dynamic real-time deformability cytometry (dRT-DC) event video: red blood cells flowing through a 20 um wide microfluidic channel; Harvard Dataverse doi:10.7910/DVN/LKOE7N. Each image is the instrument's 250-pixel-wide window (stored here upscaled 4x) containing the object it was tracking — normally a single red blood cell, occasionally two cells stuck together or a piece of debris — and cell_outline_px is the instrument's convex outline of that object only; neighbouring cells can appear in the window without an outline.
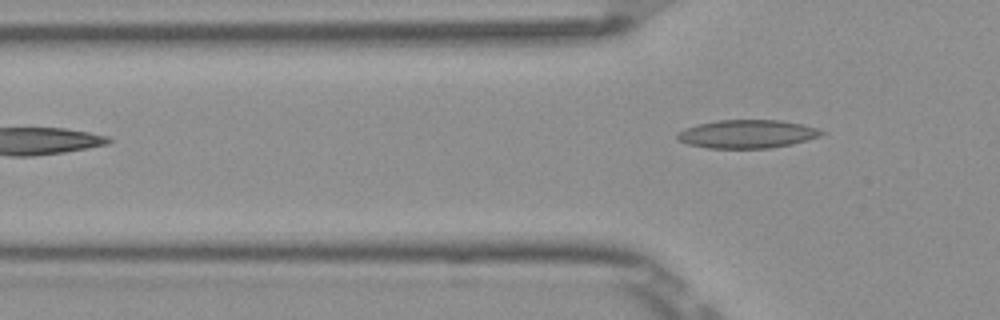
{"species": "Egyptian fruit bat (a non-hibernating species)", "species_latin": "Rousettus aegyptiacus", "temperature_condition": "room temperature", "stored_images_in_passage": 3, "camera_frame_rate_fps": 3000, "um_per_image_px": 0.085, "frame": {"image": 1, "passage_image": 3, "time_ms": 0.667, "image_size_px": [1000, 320], "cell_outline_px": [[824, 132], [820, 136], [792, 144], [768, 148], [708, 148], [688, 144], [680, 140], [676, 136], [676, 132], [684, 128], [716, 120], [780, 120], [800, 124], [816, 128]], "centroid_in_image_um": [63.47, 11.39], "position_along_channel_um": 62.3, "area_um2": 23.58}}